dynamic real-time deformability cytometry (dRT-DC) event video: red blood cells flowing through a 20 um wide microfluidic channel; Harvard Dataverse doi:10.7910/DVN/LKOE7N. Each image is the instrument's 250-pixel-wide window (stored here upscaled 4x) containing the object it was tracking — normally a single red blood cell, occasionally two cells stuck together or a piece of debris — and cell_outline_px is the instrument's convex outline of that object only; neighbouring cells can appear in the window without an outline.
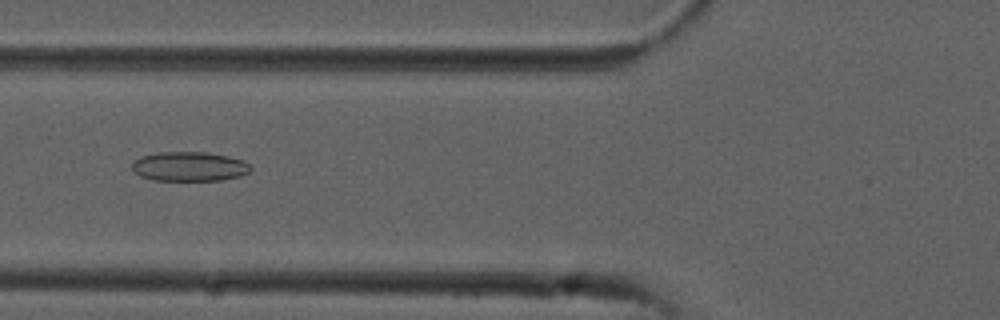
{"species": "common noctule bat (a hibernating species)", "species_latin": "Nyctalus noctula", "temperature_condition": "cold", "stored_images_in_passage": 8, "camera_frame_rate_fps": 3000, "um_per_image_px": 0.085, "animal": {"sex": "male", "forearm_length_mm": 52.5}, "frame": {"image": 1, "passage_image": 6, "time_ms": 1.667, "image_size_px": [1000, 320], "cell_outline_px": [[252, 168], [248, 172], [240, 176], [220, 180], [152, 180], [140, 176], [132, 168], [132, 164], [140, 156], [156, 152], [208, 152], [228, 156], [244, 160]], "centroid_in_image_um": [16.09, 14.14], "position_along_channel_um": 109.7, "area_um2": 20.35}}
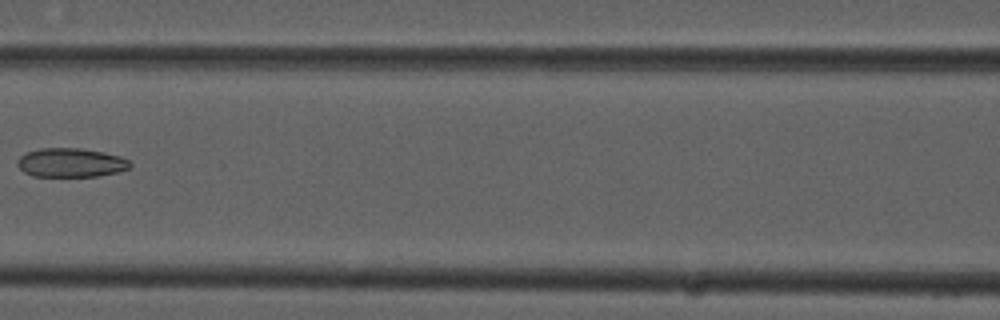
{"frame": {"image": 2, "passage_image": 7, "time_ms": 2.0, "image_size_px": [1000, 320], "cell_outline_px": [[132, 164], [128, 168], [120, 172], [96, 176], [32, 176], [24, 172], [16, 164], [16, 160], [20, 156], [28, 152], [40, 148], [80, 148], [104, 152], [120, 156], [128, 160]], "centroid_in_image_um": [6.02, 13.82], "position_along_channel_um": 160.6, "area_um2": 19.07}}
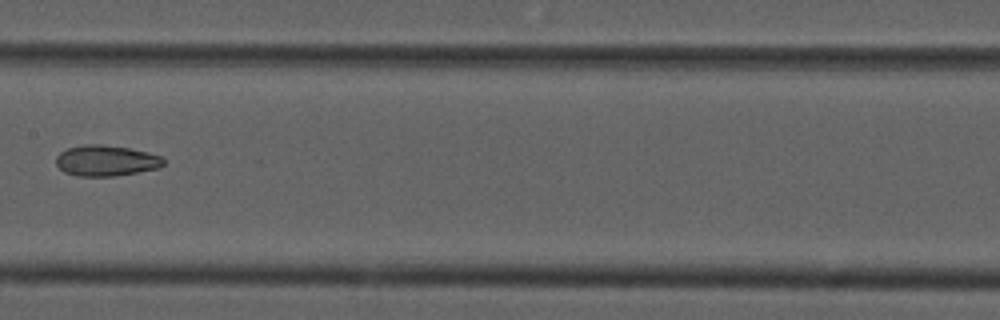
{"frame": {"image": 3, "passage_image": 8, "time_ms": 2.333, "image_size_px": [1000, 320], "cell_outline_px": [[164, 164], [160, 168], [112, 176], [76, 176], [64, 172], [56, 164], [56, 156], [60, 152], [68, 148], [84, 144], [100, 144], [128, 148], [160, 156], [164, 160]], "centroid_in_image_um": [8.98, 13.66], "position_along_channel_um": 198.4, "area_um2": 19.13}}